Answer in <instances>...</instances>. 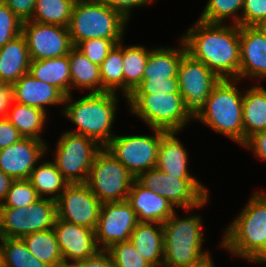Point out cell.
Instances as JSON below:
<instances>
[{
	"instance_id": "6da1fadb",
	"label": "cell",
	"mask_w": 266,
	"mask_h": 267,
	"mask_svg": "<svg viewBox=\"0 0 266 267\" xmlns=\"http://www.w3.org/2000/svg\"><path fill=\"white\" fill-rule=\"evenodd\" d=\"M181 39L187 53L195 60L203 62L220 79H239V25L197 20Z\"/></svg>"
},
{
	"instance_id": "7a4b0ae2",
	"label": "cell",
	"mask_w": 266,
	"mask_h": 267,
	"mask_svg": "<svg viewBox=\"0 0 266 267\" xmlns=\"http://www.w3.org/2000/svg\"><path fill=\"white\" fill-rule=\"evenodd\" d=\"M117 95L115 92H89L77 101H74L72 94L65 96L61 114L77 126L76 130L68 132L89 137L105 147L116 135L112 132V126L119 103Z\"/></svg>"
},
{
	"instance_id": "3957f363",
	"label": "cell",
	"mask_w": 266,
	"mask_h": 267,
	"mask_svg": "<svg viewBox=\"0 0 266 267\" xmlns=\"http://www.w3.org/2000/svg\"><path fill=\"white\" fill-rule=\"evenodd\" d=\"M224 233L220 248L252 261L266 246V191H255Z\"/></svg>"
},
{
	"instance_id": "277c9868",
	"label": "cell",
	"mask_w": 266,
	"mask_h": 267,
	"mask_svg": "<svg viewBox=\"0 0 266 267\" xmlns=\"http://www.w3.org/2000/svg\"><path fill=\"white\" fill-rule=\"evenodd\" d=\"M239 79H221L207 98L204 111L196 119L212 130L244 145L243 96Z\"/></svg>"
},
{
	"instance_id": "5b68a950",
	"label": "cell",
	"mask_w": 266,
	"mask_h": 267,
	"mask_svg": "<svg viewBox=\"0 0 266 267\" xmlns=\"http://www.w3.org/2000/svg\"><path fill=\"white\" fill-rule=\"evenodd\" d=\"M175 212L163 223L164 260L162 267L197 265L211 253L203 251V222L199 215L178 217Z\"/></svg>"
},
{
	"instance_id": "8992f818",
	"label": "cell",
	"mask_w": 266,
	"mask_h": 267,
	"mask_svg": "<svg viewBox=\"0 0 266 267\" xmlns=\"http://www.w3.org/2000/svg\"><path fill=\"white\" fill-rule=\"evenodd\" d=\"M128 21L120 12L99 0L75 2L68 26L73 46L92 39H124Z\"/></svg>"
},
{
	"instance_id": "52a82bcc",
	"label": "cell",
	"mask_w": 266,
	"mask_h": 267,
	"mask_svg": "<svg viewBox=\"0 0 266 267\" xmlns=\"http://www.w3.org/2000/svg\"><path fill=\"white\" fill-rule=\"evenodd\" d=\"M130 113L150 129L181 132L192 119L185 111L180 93L131 94L127 97Z\"/></svg>"
},
{
	"instance_id": "ba28073f",
	"label": "cell",
	"mask_w": 266,
	"mask_h": 267,
	"mask_svg": "<svg viewBox=\"0 0 266 267\" xmlns=\"http://www.w3.org/2000/svg\"><path fill=\"white\" fill-rule=\"evenodd\" d=\"M143 186L157 195L168 199L176 208L185 211L205 206L209 200V191L197 179H178L157 167L142 172L136 178Z\"/></svg>"
},
{
	"instance_id": "9c48e42d",
	"label": "cell",
	"mask_w": 266,
	"mask_h": 267,
	"mask_svg": "<svg viewBox=\"0 0 266 267\" xmlns=\"http://www.w3.org/2000/svg\"><path fill=\"white\" fill-rule=\"evenodd\" d=\"M102 148L89 137L66 131L57 140L53 162L69 184L86 183L94 158Z\"/></svg>"
},
{
	"instance_id": "30bf717a",
	"label": "cell",
	"mask_w": 266,
	"mask_h": 267,
	"mask_svg": "<svg viewBox=\"0 0 266 267\" xmlns=\"http://www.w3.org/2000/svg\"><path fill=\"white\" fill-rule=\"evenodd\" d=\"M134 179L126 167L103 147L94 158L86 184L102 203L125 201Z\"/></svg>"
},
{
	"instance_id": "8fae6325",
	"label": "cell",
	"mask_w": 266,
	"mask_h": 267,
	"mask_svg": "<svg viewBox=\"0 0 266 267\" xmlns=\"http://www.w3.org/2000/svg\"><path fill=\"white\" fill-rule=\"evenodd\" d=\"M179 41V47L151 48L142 82L132 94L180 93L178 67L187 49L181 38Z\"/></svg>"
},
{
	"instance_id": "7c38bea8",
	"label": "cell",
	"mask_w": 266,
	"mask_h": 267,
	"mask_svg": "<svg viewBox=\"0 0 266 267\" xmlns=\"http://www.w3.org/2000/svg\"><path fill=\"white\" fill-rule=\"evenodd\" d=\"M152 135H115L105 146L137 178L156 167L161 137L167 132L152 128Z\"/></svg>"
},
{
	"instance_id": "4fadbf2b",
	"label": "cell",
	"mask_w": 266,
	"mask_h": 267,
	"mask_svg": "<svg viewBox=\"0 0 266 267\" xmlns=\"http://www.w3.org/2000/svg\"><path fill=\"white\" fill-rule=\"evenodd\" d=\"M56 202L39 198L24 208H0V238H22L54 227Z\"/></svg>"
},
{
	"instance_id": "5bb4252c",
	"label": "cell",
	"mask_w": 266,
	"mask_h": 267,
	"mask_svg": "<svg viewBox=\"0 0 266 267\" xmlns=\"http://www.w3.org/2000/svg\"><path fill=\"white\" fill-rule=\"evenodd\" d=\"M177 78L185 111L192 120H196L204 111L214 86L221 79L203 62L195 60L188 53L179 64Z\"/></svg>"
},
{
	"instance_id": "9a60e30c",
	"label": "cell",
	"mask_w": 266,
	"mask_h": 267,
	"mask_svg": "<svg viewBox=\"0 0 266 267\" xmlns=\"http://www.w3.org/2000/svg\"><path fill=\"white\" fill-rule=\"evenodd\" d=\"M55 202L58 219L96 230L102 202L86 183L68 184Z\"/></svg>"
},
{
	"instance_id": "2e32d148",
	"label": "cell",
	"mask_w": 266,
	"mask_h": 267,
	"mask_svg": "<svg viewBox=\"0 0 266 267\" xmlns=\"http://www.w3.org/2000/svg\"><path fill=\"white\" fill-rule=\"evenodd\" d=\"M137 224V215L126 200L102 203L95 230L98 247L107 250L115 243L130 241Z\"/></svg>"
},
{
	"instance_id": "e0dca14e",
	"label": "cell",
	"mask_w": 266,
	"mask_h": 267,
	"mask_svg": "<svg viewBox=\"0 0 266 267\" xmlns=\"http://www.w3.org/2000/svg\"><path fill=\"white\" fill-rule=\"evenodd\" d=\"M31 60L63 57L73 47L68 27L26 21L22 33Z\"/></svg>"
},
{
	"instance_id": "ac0fdd59",
	"label": "cell",
	"mask_w": 266,
	"mask_h": 267,
	"mask_svg": "<svg viewBox=\"0 0 266 267\" xmlns=\"http://www.w3.org/2000/svg\"><path fill=\"white\" fill-rule=\"evenodd\" d=\"M46 144L45 141L22 138L0 150V169L14 180L29 179L36 164L47 154Z\"/></svg>"
},
{
	"instance_id": "d6986e66",
	"label": "cell",
	"mask_w": 266,
	"mask_h": 267,
	"mask_svg": "<svg viewBox=\"0 0 266 267\" xmlns=\"http://www.w3.org/2000/svg\"><path fill=\"white\" fill-rule=\"evenodd\" d=\"M55 232L63 260L82 261L96 255L98 247L95 230L56 218Z\"/></svg>"
},
{
	"instance_id": "ffe728a7",
	"label": "cell",
	"mask_w": 266,
	"mask_h": 267,
	"mask_svg": "<svg viewBox=\"0 0 266 267\" xmlns=\"http://www.w3.org/2000/svg\"><path fill=\"white\" fill-rule=\"evenodd\" d=\"M239 31V80H266V38L255 26H239Z\"/></svg>"
},
{
	"instance_id": "44dd1931",
	"label": "cell",
	"mask_w": 266,
	"mask_h": 267,
	"mask_svg": "<svg viewBox=\"0 0 266 267\" xmlns=\"http://www.w3.org/2000/svg\"><path fill=\"white\" fill-rule=\"evenodd\" d=\"M126 201L137 215L138 222L164 223L176 211V207L166 198L157 195L134 179Z\"/></svg>"
},
{
	"instance_id": "7402d4cb",
	"label": "cell",
	"mask_w": 266,
	"mask_h": 267,
	"mask_svg": "<svg viewBox=\"0 0 266 267\" xmlns=\"http://www.w3.org/2000/svg\"><path fill=\"white\" fill-rule=\"evenodd\" d=\"M13 102L47 111L46 106L63 105L65 95L55 86L40 81L29 72L12 85Z\"/></svg>"
},
{
	"instance_id": "603a6c76",
	"label": "cell",
	"mask_w": 266,
	"mask_h": 267,
	"mask_svg": "<svg viewBox=\"0 0 266 267\" xmlns=\"http://www.w3.org/2000/svg\"><path fill=\"white\" fill-rule=\"evenodd\" d=\"M177 134L169 131L161 137L156 167L170 176H178V179H197L188 170L187 149Z\"/></svg>"
},
{
	"instance_id": "cb8c5ba5",
	"label": "cell",
	"mask_w": 266,
	"mask_h": 267,
	"mask_svg": "<svg viewBox=\"0 0 266 267\" xmlns=\"http://www.w3.org/2000/svg\"><path fill=\"white\" fill-rule=\"evenodd\" d=\"M29 50L22 34L0 47V82L13 84L30 67Z\"/></svg>"
},
{
	"instance_id": "d4e9b609",
	"label": "cell",
	"mask_w": 266,
	"mask_h": 267,
	"mask_svg": "<svg viewBox=\"0 0 266 267\" xmlns=\"http://www.w3.org/2000/svg\"><path fill=\"white\" fill-rule=\"evenodd\" d=\"M130 241L153 267H162L164 260L162 223L138 222L131 234Z\"/></svg>"
},
{
	"instance_id": "484cf974",
	"label": "cell",
	"mask_w": 266,
	"mask_h": 267,
	"mask_svg": "<svg viewBox=\"0 0 266 267\" xmlns=\"http://www.w3.org/2000/svg\"><path fill=\"white\" fill-rule=\"evenodd\" d=\"M72 89H83L90 93L107 92L102 87L100 66L94 64L80 50L73 46L68 54Z\"/></svg>"
},
{
	"instance_id": "4316f807",
	"label": "cell",
	"mask_w": 266,
	"mask_h": 267,
	"mask_svg": "<svg viewBox=\"0 0 266 267\" xmlns=\"http://www.w3.org/2000/svg\"><path fill=\"white\" fill-rule=\"evenodd\" d=\"M244 91V144L254 134L266 131V89L259 84Z\"/></svg>"
},
{
	"instance_id": "83f0119b",
	"label": "cell",
	"mask_w": 266,
	"mask_h": 267,
	"mask_svg": "<svg viewBox=\"0 0 266 267\" xmlns=\"http://www.w3.org/2000/svg\"><path fill=\"white\" fill-rule=\"evenodd\" d=\"M28 72L36 79L55 86L65 96L72 94L68 55L44 60H31Z\"/></svg>"
},
{
	"instance_id": "f1b7e54d",
	"label": "cell",
	"mask_w": 266,
	"mask_h": 267,
	"mask_svg": "<svg viewBox=\"0 0 266 267\" xmlns=\"http://www.w3.org/2000/svg\"><path fill=\"white\" fill-rule=\"evenodd\" d=\"M8 110L7 119L20 132L23 138L44 141L40 135L47 123V112L18 102ZM42 137V138H41Z\"/></svg>"
},
{
	"instance_id": "f546056e",
	"label": "cell",
	"mask_w": 266,
	"mask_h": 267,
	"mask_svg": "<svg viewBox=\"0 0 266 267\" xmlns=\"http://www.w3.org/2000/svg\"><path fill=\"white\" fill-rule=\"evenodd\" d=\"M30 174L29 181L41 198L56 200L69 184L53 161L39 162ZM50 197H49V196Z\"/></svg>"
},
{
	"instance_id": "4dcf8cb0",
	"label": "cell",
	"mask_w": 266,
	"mask_h": 267,
	"mask_svg": "<svg viewBox=\"0 0 266 267\" xmlns=\"http://www.w3.org/2000/svg\"><path fill=\"white\" fill-rule=\"evenodd\" d=\"M151 49L142 45H123L124 94L126 100L141 84ZM126 97V98H125Z\"/></svg>"
},
{
	"instance_id": "1f68e13d",
	"label": "cell",
	"mask_w": 266,
	"mask_h": 267,
	"mask_svg": "<svg viewBox=\"0 0 266 267\" xmlns=\"http://www.w3.org/2000/svg\"><path fill=\"white\" fill-rule=\"evenodd\" d=\"M22 239L28 250L50 267H57L63 261L53 228L27 234Z\"/></svg>"
},
{
	"instance_id": "d6a6232c",
	"label": "cell",
	"mask_w": 266,
	"mask_h": 267,
	"mask_svg": "<svg viewBox=\"0 0 266 267\" xmlns=\"http://www.w3.org/2000/svg\"><path fill=\"white\" fill-rule=\"evenodd\" d=\"M74 0H36L31 21L68 27Z\"/></svg>"
},
{
	"instance_id": "836d02e7",
	"label": "cell",
	"mask_w": 266,
	"mask_h": 267,
	"mask_svg": "<svg viewBox=\"0 0 266 267\" xmlns=\"http://www.w3.org/2000/svg\"><path fill=\"white\" fill-rule=\"evenodd\" d=\"M123 41L116 44L100 65L102 87L107 92L124 93Z\"/></svg>"
},
{
	"instance_id": "e575fe53",
	"label": "cell",
	"mask_w": 266,
	"mask_h": 267,
	"mask_svg": "<svg viewBox=\"0 0 266 267\" xmlns=\"http://www.w3.org/2000/svg\"><path fill=\"white\" fill-rule=\"evenodd\" d=\"M3 267H50L37 259L22 238H0Z\"/></svg>"
},
{
	"instance_id": "d590c367",
	"label": "cell",
	"mask_w": 266,
	"mask_h": 267,
	"mask_svg": "<svg viewBox=\"0 0 266 267\" xmlns=\"http://www.w3.org/2000/svg\"><path fill=\"white\" fill-rule=\"evenodd\" d=\"M244 0H208L198 20L206 23L226 24L228 18L232 24L241 26V14ZM239 13V14H238Z\"/></svg>"
},
{
	"instance_id": "8d00e7d4",
	"label": "cell",
	"mask_w": 266,
	"mask_h": 267,
	"mask_svg": "<svg viewBox=\"0 0 266 267\" xmlns=\"http://www.w3.org/2000/svg\"><path fill=\"white\" fill-rule=\"evenodd\" d=\"M39 198L28 179L14 180L0 208H24Z\"/></svg>"
},
{
	"instance_id": "74e56055",
	"label": "cell",
	"mask_w": 266,
	"mask_h": 267,
	"mask_svg": "<svg viewBox=\"0 0 266 267\" xmlns=\"http://www.w3.org/2000/svg\"><path fill=\"white\" fill-rule=\"evenodd\" d=\"M106 251L110 254L114 267H153L131 241L115 243Z\"/></svg>"
},
{
	"instance_id": "f35d334b",
	"label": "cell",
	"mask_w": 266,
	"mask_h": 267,
	"mask_svg": "<svg viewBox=\"0 0 266 267\" xmlns=\"http://www.w3.org/2000/svg\"><path fill=\"white\" fill-rule=\"evenodd\" d=\"M124 39L92 38L79 42L75 47L98 66L105 60L113 47Z\"/></svg>"
},
{
	"instance_id": "ab89813d",
	"label": "cell",
	"mask_w": 266,
	"mask_h": 267,
	"mask_svg": "<svg viewBox=\"0 0 266 267\" xmlns=\"http://www.w3.org/2000/svg\"><path fill=\"white\" fill-rule=\"evenodd\" d=\"M22 21L0 0V47L22 33Z\"/></svg>"
},
{
	"instance_id": "60d3db41",
	"label": "cell",
	"mask_w": 266,
	"mask_h": 267,
	"mask_svg": "<svg viewBox=\"0 0 266 267\" xmlns=\"http://www.w3.org/2000/svg\"><path fill=\"white\" fill-rule=\"evenodd\" d=\"M240 14L241 26H256L266 19V0H244Z\"/></svg>"
},
{
	"instance_id": "b9f144b4",
	"label": "cell",
	"mask_w": 266,
	"mask_h": 267,
	"mask_svg": "<svg viewBox=\"0 0 266 267\" xmlns=\"http://www.w3.org/2000/svg\"><path fill=\"white\" fill-rule=\"evenodd\" d=\"M8 8L23 22L31 21L36 0H2Z\"/></svg>"
},
{
	"instance_id": "7bdbcfd3",
	"label": "cell",
	"mask_w": 266,
	"mask_h": 267,
	"mask_svg": "<svg viewBox=\"0 0 266 267\" xmlns=\"http://www.w3.org/2000/svg\"><path fill=\"white\" fill-rule=\"evenodd\" d=\"M23 136L7 118H0V150L20 141Z\"/></svg>"
},
{
	"instance_id": "ee69618b",
	"label": "cell",
	"mask_w": 266,
	"mask_h": 267,
	"mask_svg": "<svg viewBox=\"0 0 266 267\" xmlns=\"http://www.w3.org/2000/svg\"><path fill=\"white\" fill-rule=\"evenodd\" d=\"M110 8L120 12L128 21L133 8L144 7L150 4L149 0H99Z\"/></svg>"
},
{
	"instance_id": "f6af8a7d",
	"label": "cell",
	"mask_w": 266,
	"mask_h": 267,
	"mask_svg": "<svg viewBox=\"0 0 266 267\" xmlns=\"http://www.w3.org/2000/svg\"><path fill=\"white\" fill-rule=\"evenodd\" d=\"M243 147L251 149L253 155L266 162V131L258 132L251 136Z\"/></svg>"
},
{
	"instance_id": "bcb514c9",
	"label": "cell",
	"mask_w": 266,
	"mask_h": 267,
	"mask_svg": "<svg viewBox=\"0 0 266 267\" xmlns=\"http://www.w3.org/2000/svg\"><path fill=\"white\" fill-rule=\"evenodd\" d=\"M13 106L12 86L0 82V118H6L8 110Z\"/></svg>"
},
{
	"instance_id": "7dc6e473",
	"label": "cell",
	"mask_w": 266,
	"mask_h": 267,
	"mask_svg": "<svg viewBox=\"0 0 266 267\" xmlns=\"http://www.w3.org/2000/svg\"><path fill=\"white\" fill-rule=\"evenodd\" d=\"M82 267H114L110 254L106 250H100L91 258L82 260Z\"/></svg>"
},
{
	"instance_id": "c3c4849f",
	"label": "cell",
	"mask_w": 266,
	"mask_h": 267,
	"mask_svg": "<svg viewBox=\"0 0 266 267\" xmlns=\"http://www.w3.org/2000/svg\"><path fill=\"white\" fill-rule=\"evenodd\" d=\"M14 179L0 169V204L5 199Z\"/></svg>"
},
{
	"instance_id": "681fc988",
	"label": "cell",
	"mask_w": 266,
	"mask_h": 267,
	"mask_svg": "<svg viewBox=\"0 0 266 267\" xmlns=\"http://www.w3.org/2000/svg\"><path fill=\"white\" fill-rule=\"evenodd\" d=\"M188 267H215L214 261L211 257V255L207 256L205 259H203L200 263L197 265H192Z\"/></svg>"
},
{
	"instance_id": "f907efd6",
	"label": "cell",
	"mask_w": 266,
	"mask_h": 267,
	"mask_svg": "<svg viewBox=\"0 0 266 267\" xmlns=\"http://www.w3.org/2000/svg\"><path fill=\"white\" fill-rule=\"evenodd\" d=\"M251 262L266 264V246Z\"/></svg>"
},
{
	"instance_id": "816d5d0a",
	"label": "cell",
	"mask_w": 266,
	"mask_h": 267,
	"mask_svg": "<svg viewBox=\"0 0 266 267\" xmlns=\"http://www.w3.org/2000/svg\"><path fill=\"white\" fill-rule=\"evenodd\" d=\"M57 267H82V261L63 260Z\"/></svg>"
},
{
	"instance_id": "f5cc1de1",
	"label": "cell",
	"mask_w": 266,
	"mask_h": 267,
	"mask_svg": "<svg viewBox=\"0 0 266 267\" xmlns=\"http://www.w3.org/2000/svg\"><path fill=\"white\" fill-rule=\"evenodd\" d=\"M266 38V19L260 21L256 26H255Z\"/></svg>"
},
{
	"instance_id": "db71d44e",
	"label": "cell",
	"mask_w": 266,
	"mask_h": 267,
	"mask_svg": "<svg viewBox=\"0 0 266 267\" xmlns=\"http://www.w3.org/2000/svg\"><path fill=\"white\" fill-rule=\"evenodd\" d=\"M0 267H3V258H2V250L0 247Z\"/></svg>"
},
{
	"instance_id": "11a10c76",
	"label": "cell",
	"mask_w": 266,
	"mask_h": 267,
	"mask_svg": "<svg viewBox=\"0 0 266 267\" xmlns=\"http://www.w3.org/2000/svg\"><path fill=\"white\" fill-rule=\"evenodd\" d=\"M75 2H78V1H92V0H74Z\"/></svg>"
}]
</instances>
